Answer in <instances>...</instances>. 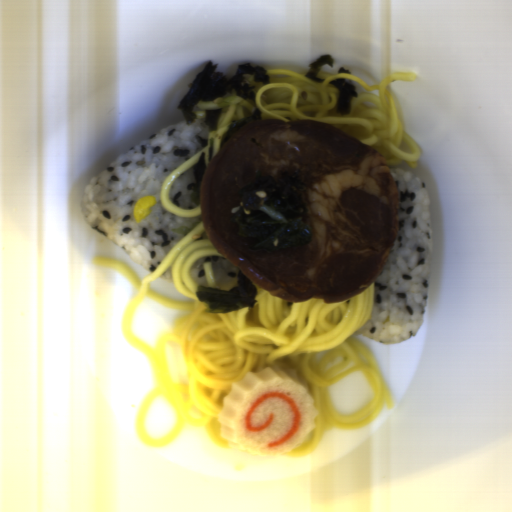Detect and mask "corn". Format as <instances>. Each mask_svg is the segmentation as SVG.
Listing matches in <instances>:
<instances>
[{"label": "corn", "instance_id": "corn-1", "mask_svg": "<svg viewBox=\"0 0 512 512\" xmlns=\"http://www.w3.org/2000/svg\"><path fill=\"white\" fill-rule=\"evenodd\" d=\"M158 204L155 196H141L133 208V218L135 223H141L147 216H150L151 210Z\"/></svg>", "mask_w": 512, "mask_h": 512}]
</instances>
